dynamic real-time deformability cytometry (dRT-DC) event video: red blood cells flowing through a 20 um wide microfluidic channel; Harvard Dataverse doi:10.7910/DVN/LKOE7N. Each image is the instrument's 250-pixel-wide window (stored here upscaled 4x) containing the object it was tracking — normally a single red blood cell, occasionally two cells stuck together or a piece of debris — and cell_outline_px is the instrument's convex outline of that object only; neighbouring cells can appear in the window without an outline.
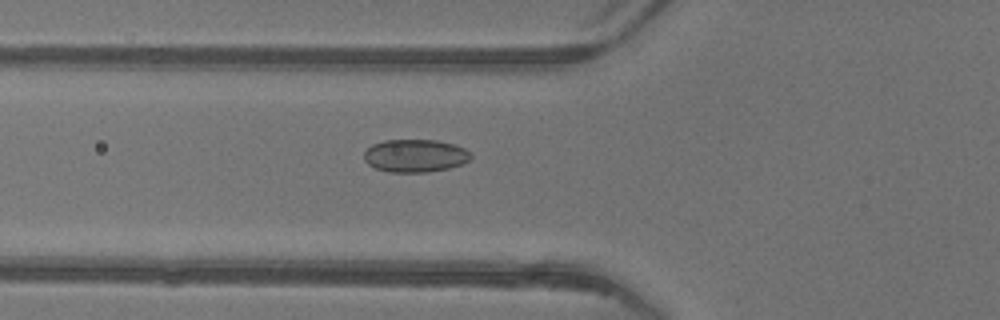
{"species": "common noctule bat (a hibernating species)", "species_latin": "Nyctalus noctula", "temperature_condition": "warm", "stored_images_in_passage": 51, "camera_frame_rate_fps": 3000, "um_per_image_px": 0.085, "animal": {"sex": "female"}, "frame": {"image": 1, "passage_image": 20, "time_ms": 6.333, "image_size_px": [1000, 320], "cell_outline_px": [[472, 156], [468, 160], [460, 164], [448, 168], [428, 172], [388, 172], [376, 168], [368, 164], [364, 160], [364, 152], [372, 144], [384, 140], [436, 140], [456, 144], [472, 152]], "centroid_in_image_um": [35.29, 13.23], "position_along_channel_um": 90.5, "area_um2": 20.52}}
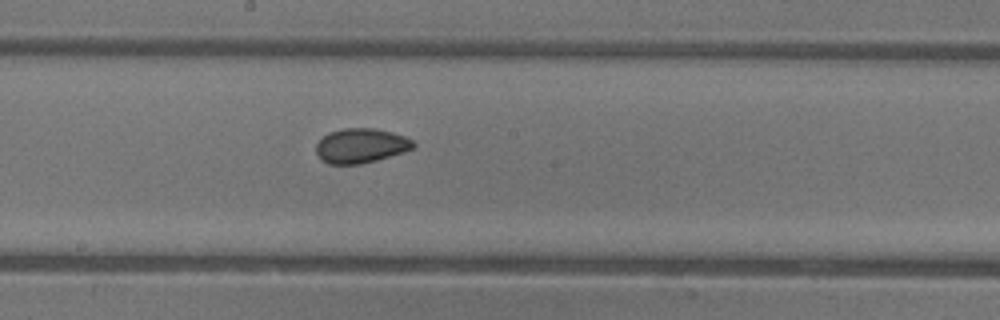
{"frame": {"image": 2, "passage_image": 29, "time_ms": 9.333, "image_size_px": [1000, 320], "cell_outline_px": [[416, 144], [412, 148], [404, 152], [376, 160], [360, 164], [328, 164], [320, 160], [316, 152], [316, 144], [328, 132], [344, 128], [376, 128], [392, 132], [404, 136], [412, 140]], "centroid_in_image_um": [30.65, 12.38], "position_along_channel_um": 217.5, "area_um2": 19.65}}
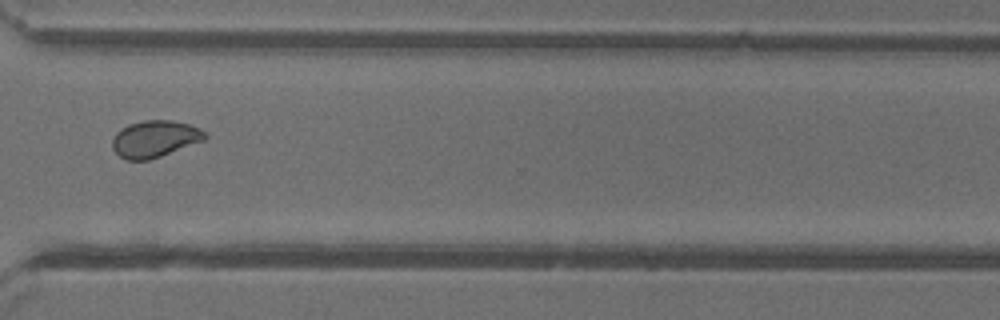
{"frame": {"image": 3, "passage_image": 39, "time_ms": 12.667, "image_size_px": [1000, 320], "cell_outline_px": [[208, 136], [204, 140], [160, 156], [148, 160], [128, 160], [120, 156], [112, 148], [112, 140], [116, 132], [120, 128], [128, 124], [144, 120], [172, 120], [188, 124], [200, 128]], "centroid_in_image_um": [13.14, 11.79], "position_along_channel_um": 357.5, "area_um2": 19.77}, "authors_computed_cell_mechanics": {"area_um2": 20.519, "velocity_mm_per_s": 4.1976, "shape_relaxation_time_tau1_ms": null, "shape_relaxation_time_tau2_ms": 1.1235, "deformation_change_tau1": null, "deformation_change_tau2": 0.0488}}